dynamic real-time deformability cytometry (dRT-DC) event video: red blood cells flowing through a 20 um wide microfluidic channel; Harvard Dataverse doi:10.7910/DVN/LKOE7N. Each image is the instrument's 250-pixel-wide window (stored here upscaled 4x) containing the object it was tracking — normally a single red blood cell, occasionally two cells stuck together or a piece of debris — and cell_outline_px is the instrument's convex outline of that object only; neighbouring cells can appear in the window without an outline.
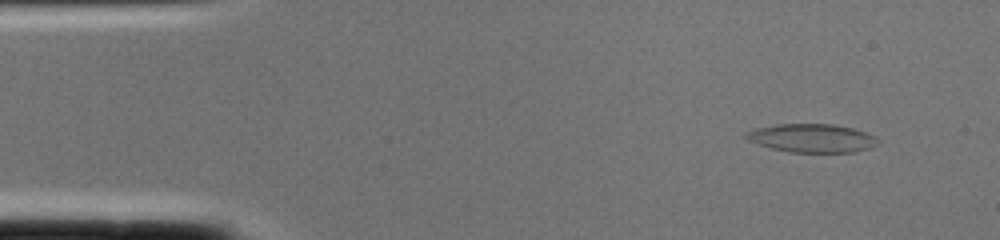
{"species": "common noctule bat (a hibernating species)", "species_latin": "Nyctalus noctula", "temperature_condition": "cold", "stored_images_in_passage": 1, "camera_frame_rate_fps": 3000, "um_per_image_px": 0.085, "animal": {"sex": "female", "body_mass_g": 22.0, "forearm_length_mm": 56.7}, "frame": {"image": 1, "passage_image": 1, "time_ms": 0.0, "image_size_px": [1000, 240], "cell_outline_px": [[880, 140], [876, 144], [868, 148], [852, 152], [788, 152], [772, 148], [748, 140], [744, 136], [744, 132], [756, 128], [776, 124], [832, 124], [852, 128], [876, 136]], "centroid_in_image_um": [68.99, 11.73], "position_along_channel_um": 16.0, "area_um2": 21.73}}